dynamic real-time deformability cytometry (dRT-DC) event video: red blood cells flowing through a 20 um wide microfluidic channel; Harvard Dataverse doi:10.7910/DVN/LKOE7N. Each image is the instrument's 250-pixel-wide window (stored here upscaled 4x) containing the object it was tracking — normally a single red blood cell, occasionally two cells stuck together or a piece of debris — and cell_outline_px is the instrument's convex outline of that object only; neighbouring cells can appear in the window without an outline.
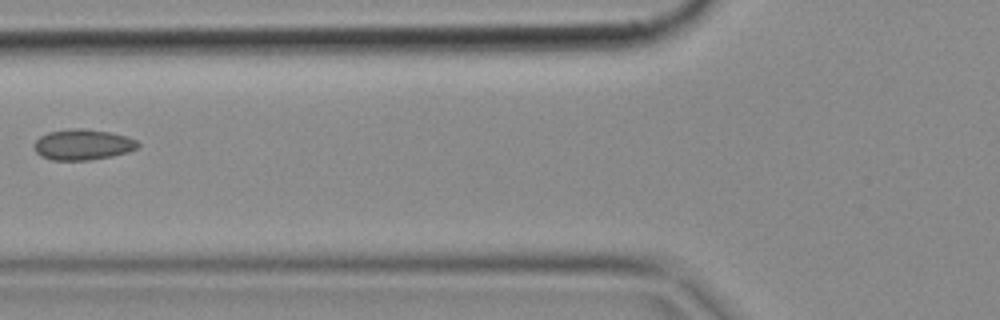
{"species": "common noctule bat (a hibernating species)", "species_latin": "Nyctalus noctula", "temperature_condition": "cold", "stored_images_in_passage": 7, "camera_frame_rate_fps": 3000, "um_per_image_px": 0.085, "animal": {"sex": "female", "body_mass_g": 18.4}, "frame": {"image": 1, "passage_image": 6, "time_ms": 1.667, "image_size_px": [1000, 320], "cell_outline_px": [[140, 144], [136, 148], [128, 152], [112, 156], [92, 160], [52, 160], [40, 156], [36, 152], [36, 140], [40, 136], [48, 132], [72, 128], [84, 128], [108, 132], [128, 136], [136, 140]], "centroid_in_image_um": [7.05, 12.29], "position_along_channel_um": 118.7, "area_um2": 18.55}}
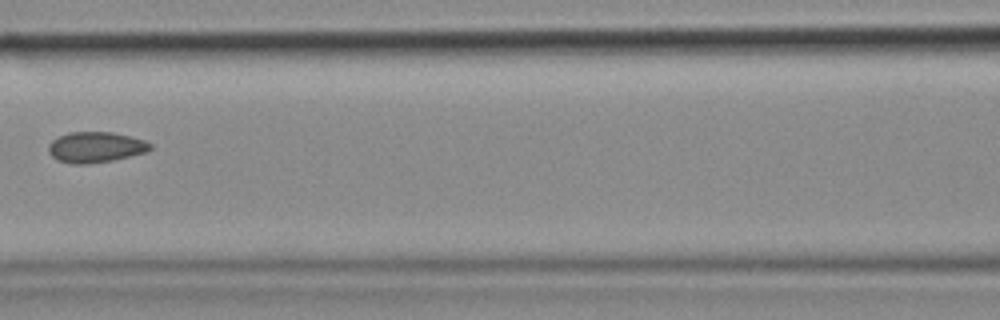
{"frame": {"image": 2, "passage_image": 7, "time_ms": 2.0, "image_size_px": [1000, 320], "cell_outline_px": [[152, 148], [148, 152], [112, 160], [88, 164], [72, 164], [56, 160], [48, 152], [48, 144], [52, 140], [68, 132], [112, 132], [132, 136], [144, 140], [152, 144]], "centroid_in_image_um": [8.13, 12.51], "position_along_channel_um": 158.5, "area_um2": 18.38}}